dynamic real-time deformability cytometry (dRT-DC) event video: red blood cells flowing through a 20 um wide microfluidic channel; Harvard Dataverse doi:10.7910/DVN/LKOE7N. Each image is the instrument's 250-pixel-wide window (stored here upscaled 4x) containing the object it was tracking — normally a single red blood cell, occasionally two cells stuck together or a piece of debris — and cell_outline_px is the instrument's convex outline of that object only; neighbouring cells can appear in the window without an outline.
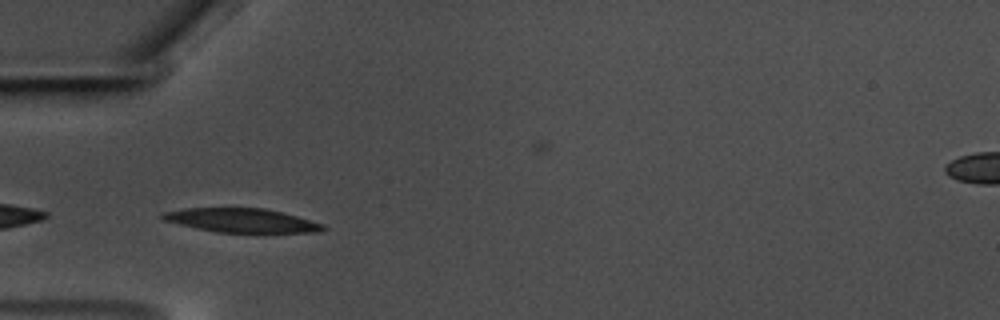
{"species": "common noctule bat (a hibernating species)", "species_latin": "Nyctalus noctula", "temperature_condition": "warm", "stored_images_in_passage": 22, "camera_frame_rate_fps": 3000, "um_per_image_px": 0.085, "animal": {"sex": "male", "body_mass_g": 17.5, "forearm_length_mm": 52.3}, "frame": {"image": 1, "passage_image": 1, "time_ms": 0.0, "image_size_px": [1000, 320], "cell_outline_px": [[328, 228], [320, 232], [216, 232], [196, 228], [164, 220], [160, 216], [164, 212], [184, 208], [264, 208], [296, 216], [324, 224]], "centroid_in_image_um": [20.55, 18.73], "position_along_channel_um": 64.5, "area_um2": 22.14}}
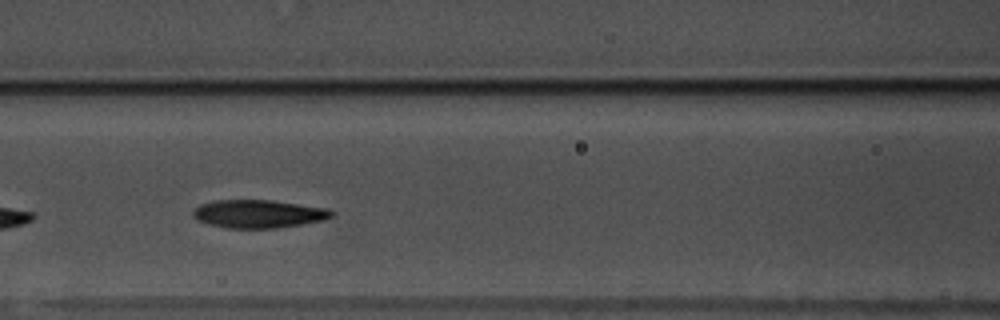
{"frame": {"image": 2, "passage_image": 8, "time_ms": 2.333, "image_size_px": [1000, 320], "cell_outline_px": [[332, 216], [324, 220], [276, 228], [228, 228], [208, 224], [196, 220], [192, 216], [192, 212], [200, 204], [212, 200], [272, 200], [328, 208], [332, 212]], "centroid_in_image_um": [21.92, 18.17], "position_along_channel_um": 144.7, "area_um2": 22.72}}
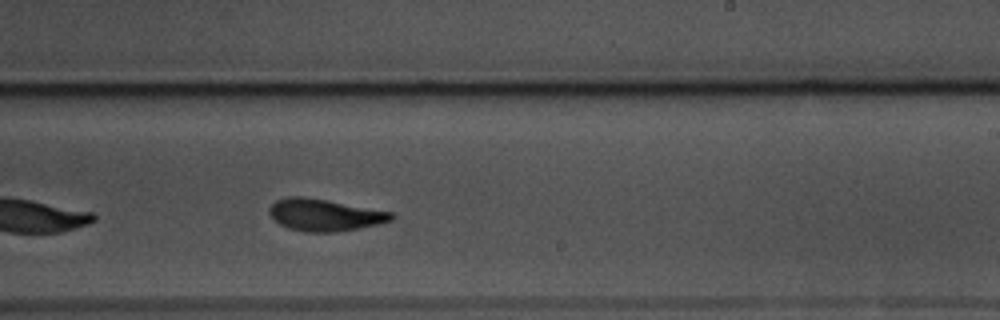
{"frame": {"image": 3, "passage_image": 18, "time_ms": 5.667, "image_size_px": [1000, 320], "cell_outline_px": [[396, 216], [392, 220], [376, 224], [336, 232], [304, 232], [288, 228], [280, 224], [268, 212], [268, 208], [276, 200], [288, 196], [300, 196], [324, 200], [392, 212]], "centroid_in_image_um": [27.56, 18.27], "position_along_channel_um": 261.4, "area_um2": 22.37}}